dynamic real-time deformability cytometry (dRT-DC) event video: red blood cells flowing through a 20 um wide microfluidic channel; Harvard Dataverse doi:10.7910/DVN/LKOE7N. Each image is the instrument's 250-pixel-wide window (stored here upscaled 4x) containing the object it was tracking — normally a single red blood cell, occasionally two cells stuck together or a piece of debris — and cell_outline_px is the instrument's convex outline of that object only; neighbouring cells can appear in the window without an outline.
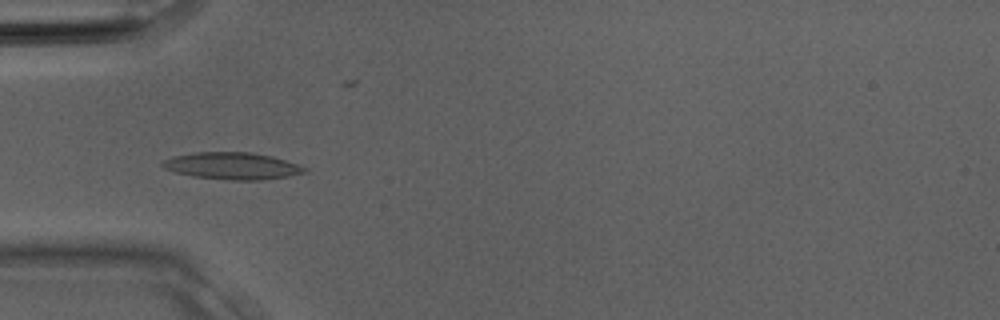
{"species": "Egyptian fruit bat (a non-hibernating species)", "species_latin": "Rousettus aegyptiacus", "temperature_condition": "room temperature", "stored_images_in_passage": 33, "camera_frame_rate_fps": 3000, "um_per_image_px": 0.085, "animal": {"sex": "male"}, "frame": {"image": 1, "passage_image": 11, "time_ms": 3.333, "image_size_px": [1000, 320], "cell_outline_px": [[308, 172], [288, 176], [260, 180], [228, 180], [192, 176], [176, 172], [164, 168], [160, 164], [164, 160], [172, 156], [192, 152], [252, 152], [272, 156], [300, 164], [308, 168]], "centroid_in_image_um": [19.77, 14.09], "position_along_channel_um": 65.2, "area_um2": 22.54}}
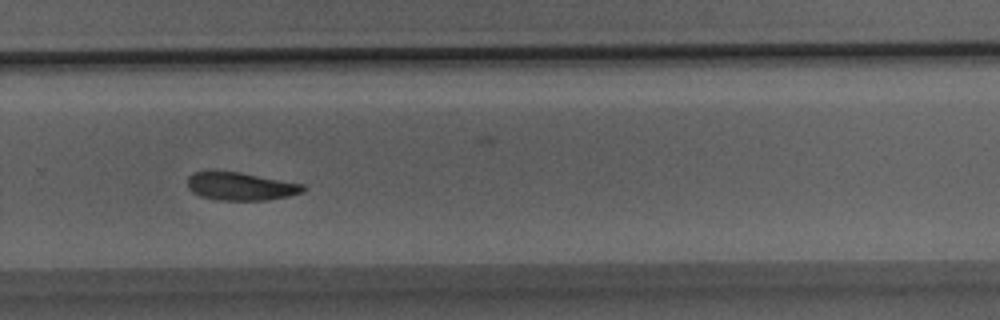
{"frame": {"image": 2, "passage_image": 23, "time_ms": 7.333, "image_size_px": [1000, 320], "cell_outline_px": [[304, 192], [288, 196], [268, 200], [220, 200], [200, 196], [192, 192], [188, 188], [188, 176], [192, 172], [208, 168], [212, 168], [240, 172], [304, 184]], "centroid_in_image_um": [20.37, 15.79], "position_along_channel_um": 309.4, "area_um2": 19.48}}
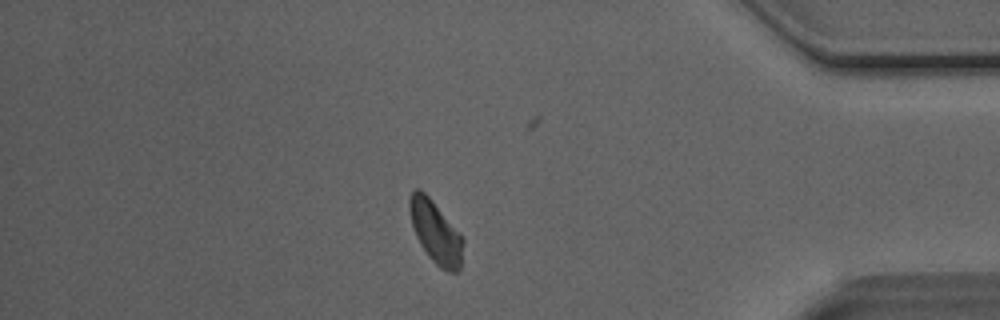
{"frame": {"image": 3, "passage_image": 29, "time_ms": 9.333, "image_size_px": [1000, 320], "cell_outline_px": [[464, 240], [460, 268], [456, 272], [452, 272], [440, 268], [428, 256], [420, 244], [416, 236], [408, 212], [408, 200], [412, 192], [416, 188], [420, 188], [428, 196], [460, 232]], "centroid_in_image_um": [37.01, 19.72], "position_along_channel_um": 398.2, "area_um2": 19.48}}